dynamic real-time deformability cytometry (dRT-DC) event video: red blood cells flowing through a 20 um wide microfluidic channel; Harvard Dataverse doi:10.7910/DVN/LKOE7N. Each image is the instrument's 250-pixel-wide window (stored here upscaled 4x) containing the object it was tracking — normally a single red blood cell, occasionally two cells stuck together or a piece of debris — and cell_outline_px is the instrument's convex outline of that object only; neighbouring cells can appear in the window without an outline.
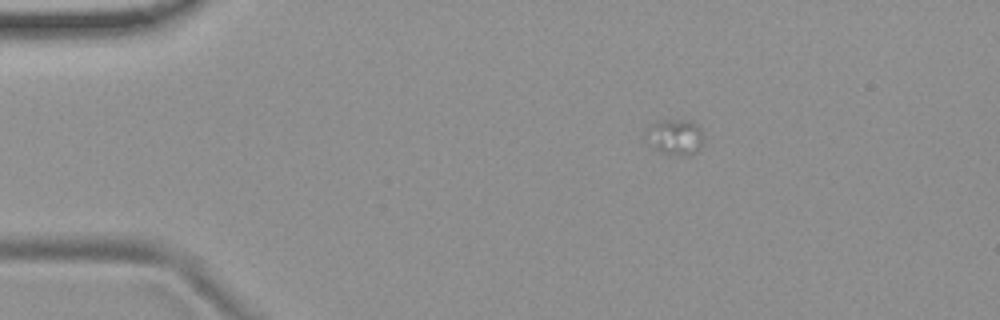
{"species": "common noctule bat (a hibernating species)", "species_latin": "Nyctalus noctula", "temperature_condition": "room temperature", "stored_images_in_passage": 12, "camera_frame_rate_fps": 3000, "um_per_image_px": 0.085, "animal": {"sex": "female", "body_mass_g": 19.9}, "frame": {"image": 1, "passage_image": 1, "time_ms": 0.0, "image_size_px": [1000, 320], "cell_outline_px": [[704, 144], [696, 152], [680, 156], [668, 156], [660, 152], [644, 140], [644, 132], [656, 120], [692, 120], [704, 132]], "centroid_in_image_um": [57.37, 11.65], "position_along_channel_um": 27.6, "area_um2": 12.6}}